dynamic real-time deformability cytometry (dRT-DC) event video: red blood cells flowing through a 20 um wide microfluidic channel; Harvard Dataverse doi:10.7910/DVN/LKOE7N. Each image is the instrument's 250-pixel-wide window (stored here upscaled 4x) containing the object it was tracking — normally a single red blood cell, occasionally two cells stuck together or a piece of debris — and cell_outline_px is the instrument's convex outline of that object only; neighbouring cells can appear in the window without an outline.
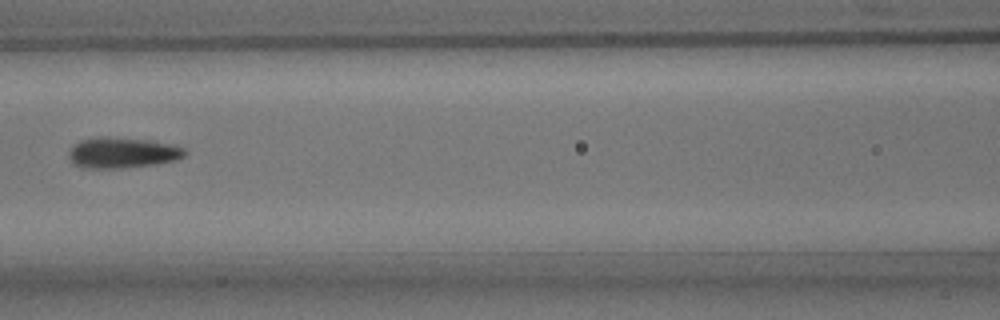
{"species": "common noctule bat (a hibernating species)", "species_latin": "Nyctalus noctula", "temperature_condition": "room temperature", "stored_images_in_passage": 5, "camera_frame_rate_fps": 3000, "um_per_image_px": 0.085, "animal": {"sex": "male", "body_mass_g": 15.6}, "frame": {"image": 1, "passage_image": 5, "time_ms": 4.667, "image_size_px": [1000, 320], "cell_outline_px": [[184, 156], [176, 160], [156, 164], [120, 168], [84, 168], [76, 164], [72, 160], [68, 152], [72, 144], [80, 140], [96, 136], [104, 136], [152, 140], [184, 148]], "centroid_in_image_um": [10.36, 12.96], "position_along_channel_um": 156.2, "area_um2": 20.75}}